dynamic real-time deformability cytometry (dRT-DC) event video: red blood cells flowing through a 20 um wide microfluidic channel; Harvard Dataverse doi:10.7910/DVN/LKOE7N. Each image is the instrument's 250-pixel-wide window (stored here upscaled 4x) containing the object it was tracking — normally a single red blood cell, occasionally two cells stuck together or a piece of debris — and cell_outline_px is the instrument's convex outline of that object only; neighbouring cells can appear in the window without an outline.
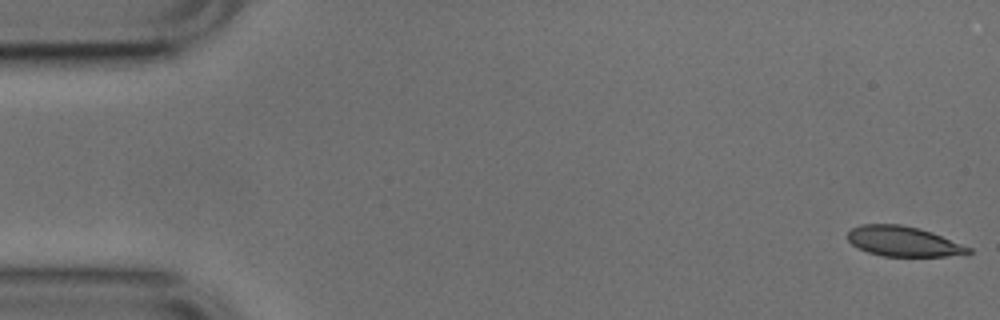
{"species": "common noctule bat (a hibernating species)", "species_latin": "Nyctalus noctula", "temperature_condition": "cold", "stored_images_in_passage": 10, "camera_frame_rate_fps": 3000, "um_per_image_px": 0.085, "animal": {"sex": "male", "body_mass_g": 17.9, "forearm_length_mm": 54.2}, "frame": {"image": 1, "passage_image": 1, "time_ms": 0.0, "image_size_px": [1000, 320], "cell_outline_px": [[972, 252], [948, 256], [884, 256], [868, 252], [852, 244], [848, 240], [848, 232], [852, 228], [864, 224], [900, 224], [920, 228], [932, 232], [972, 248]], "centroid_in_image_um": [76.79, 20.51], "position_along_channel_um": 8.2, "area_um2": 20.98}}